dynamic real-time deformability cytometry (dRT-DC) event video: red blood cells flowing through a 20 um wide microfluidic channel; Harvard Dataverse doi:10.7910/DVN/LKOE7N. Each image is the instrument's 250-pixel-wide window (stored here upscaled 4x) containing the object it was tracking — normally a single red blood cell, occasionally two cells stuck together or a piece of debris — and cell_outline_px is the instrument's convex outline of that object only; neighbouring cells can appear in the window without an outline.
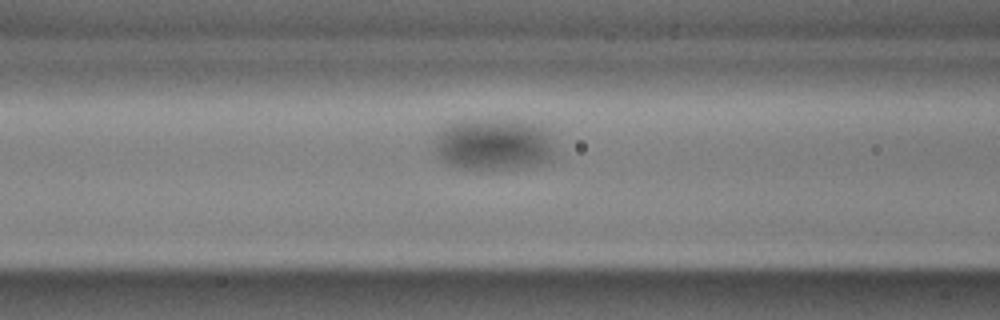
{"species": "common noctule bat (a hibernating species)", "species_latin": "Nyctalus noctula", "temperature_condition": "cold", "stored_images_in_passage": 39, "camera_frame_rate_fps": 3000, "um_per_image_px": 0.085, "animal": {"sex": "male", "body_mass_g": 17.9, "forearm_length_mm": 54.2}, "frame": {"image": 1, "passage_image": 5, "time_ms": 1.333, "image_size_px": [1000, 320], "cell_outline_px": [[556, 156], [552, 164], [524, 168], [460, 168], [448, 164], [440, 156], [436, 148], [436, 144], [440, 132], [448, 124], [460, 120], [520, 120], [544, 128], [552, 136]], "centroid_in_image_um": [42.12, 12.29], "position_along_channel_um": 124.5, "area_um2": 36.59}}
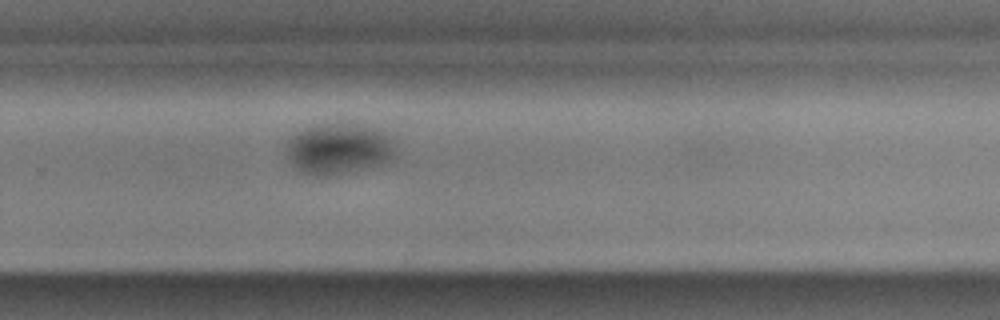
{"frame": {"image": 2, "passage_image": 20, "time_ms": 6.333, "image_size_px": [1000, 320], "cell_outline_px": [[396, 160], [364, 168], [324, 176], [320, 176], [304, 172], [288, 160], [284, 152], [288, 140], [292, 136], [304, 128], [312, 124], [356, 124], [376, 128], [384, 132], [388, 136], [396, 156]], "centroid_in_image_um": [28.76, 12.63], "position_along_channel_um": 301.0, "area_um2": 32.14}}
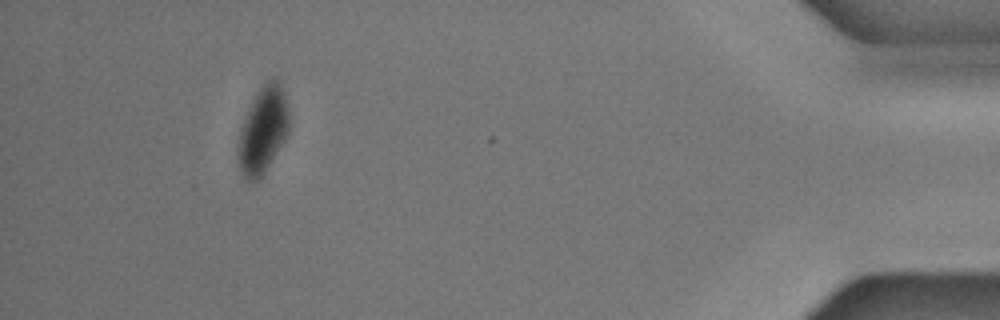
{"frame": {"image": 3, "passage_image": 35, "time_ms": 11.333, "image_size_px": [1000, 320], "cell_outline_px": [[288, 132], [284, 140], [264, 172], [256, 180], [248, 180], [240, 172], [240, 132], [244, 120], [260, 88], [268, 80], [276, 80], [280, 84], [284, 92], [288, 108]], "centroid_in_image_um": [22.39, 11.05], "position_along_channel_um": 412.8, "area_um2": 24.28}}